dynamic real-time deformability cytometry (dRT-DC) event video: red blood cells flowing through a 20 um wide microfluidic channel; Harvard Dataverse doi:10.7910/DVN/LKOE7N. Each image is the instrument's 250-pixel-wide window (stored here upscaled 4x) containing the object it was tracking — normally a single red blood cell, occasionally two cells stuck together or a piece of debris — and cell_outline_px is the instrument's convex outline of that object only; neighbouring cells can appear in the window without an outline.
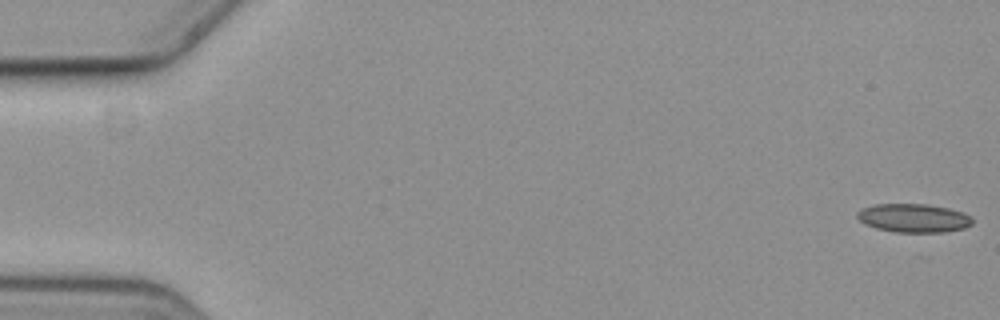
{"species": "common noctule bat (a hibernating species)", "species_latin": "Nyctalus noctula", "temperature_condition": "cold", "stored_images_in_passage": 59, "camera_frame_rate_fps": 3000, "um_per_image_px": 0.085, "animal": {"sex": "female", "body_mass_g": 19.3, "forearm_length_mm": 54.1}, "frame": {"image": 1, "passage_image": 1, "time_ms": 0.0, "image_size_px": [1000, 320], "cell_outline_px": [[972, 224], [964, 228], [944, 232], [896, 232], [876, 228], [864, 224], [856, 216], [856, 212], [864, 208], [876, 204], [924, 204], [948, 208], [964, 212], [972, 216]], "centroid_in_image_um": [77.67, 18.53], "position_along_channel_um": 7.3, "area_um2": 19.19}}
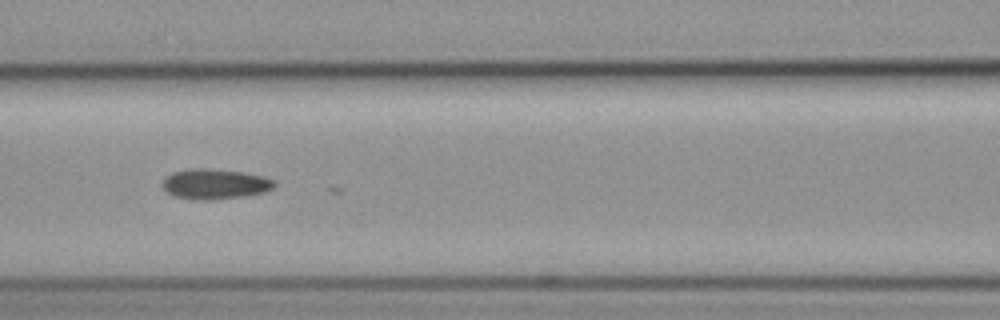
{"frame": {"image": 2, "passage_image": 26, "time_ms": 8.333, "image_size_px": [1000, 320], "cell_outline_px": [[276, 184], [272, 188], [264, 192], [244, 196], [208, 200], [192, 200], [176, 196], [168, 192], [160, 184], [172, 172], [192, 168], [212, 168], [244, 172], [264, 176], [276, 180]], "centroid_in_image_um": [18.29, 15.63], "position_along_channel_um": 148.3, "area_um2": 19.83}}
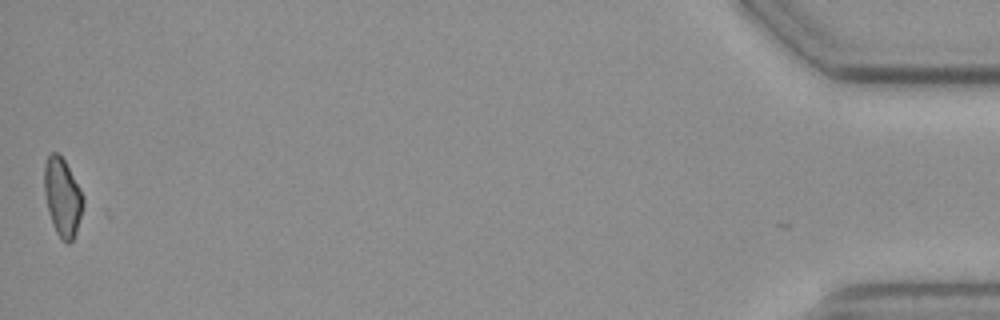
{"frame": {"image": 3, "passage_image": 58, "time_ms": 19.0, "image_size_px": [1000, 320], "cell_outline_px": [[84, 204], [76, 232], [72, 240], [68, 244], [60, 240], [52, 224], [48, 212], [44, 192], [44, 164], [48, 156], [52, 152], [56, 152], [64, 160], [80, 188], [84, 196]], "centroid_in_image_um": [5.3, 16.79], "position_along_channel_um": 429.9, "area_um2": 17.8}}